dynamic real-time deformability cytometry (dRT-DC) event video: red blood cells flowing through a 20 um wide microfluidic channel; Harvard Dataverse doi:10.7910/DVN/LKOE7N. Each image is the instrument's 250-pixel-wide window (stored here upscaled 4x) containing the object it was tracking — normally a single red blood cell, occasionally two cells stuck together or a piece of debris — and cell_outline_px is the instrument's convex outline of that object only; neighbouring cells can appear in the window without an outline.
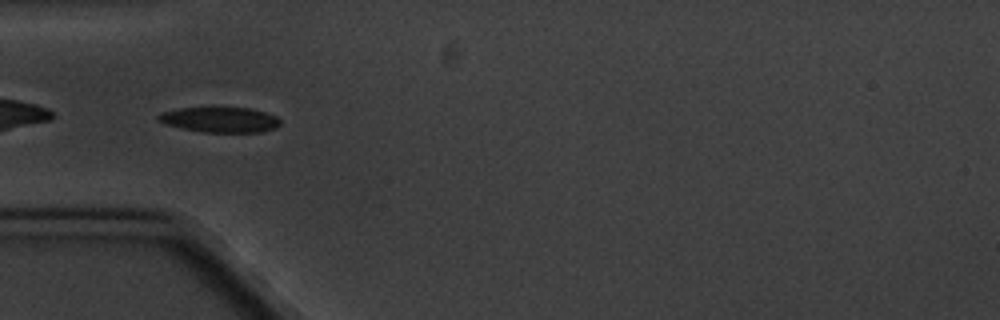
{"species": "common noctule bat (a hibernating species)", "species_latin": "Nyctalus noctula", "temperature_condition": "cold", "stored_images_in_passage": 7, "camera_frame_rate_fps": 3000, "um_per_image_px": 0.085, "animal": {"sex": "male", "body_mass_g": 20.1, "forearm_length_mm": 53.5}, "frame": {"image": 1, "passage_image": 6, "time_ms": 5.667, "image_size_px": [1000, 320], "cell_outline_px": [[280, 124], [276, 128], [260, 132], [204, 132], [184, 128], [168, 124], [156, 120], [156, 116], [160, 112], [180, 108], [248, 108], [264, 112], [276, 116], [280, 120]], "centroid_in_image_um": [18.7, 10.17], "position_along_channel_um": 66.3, "area_um2": 17.74}}